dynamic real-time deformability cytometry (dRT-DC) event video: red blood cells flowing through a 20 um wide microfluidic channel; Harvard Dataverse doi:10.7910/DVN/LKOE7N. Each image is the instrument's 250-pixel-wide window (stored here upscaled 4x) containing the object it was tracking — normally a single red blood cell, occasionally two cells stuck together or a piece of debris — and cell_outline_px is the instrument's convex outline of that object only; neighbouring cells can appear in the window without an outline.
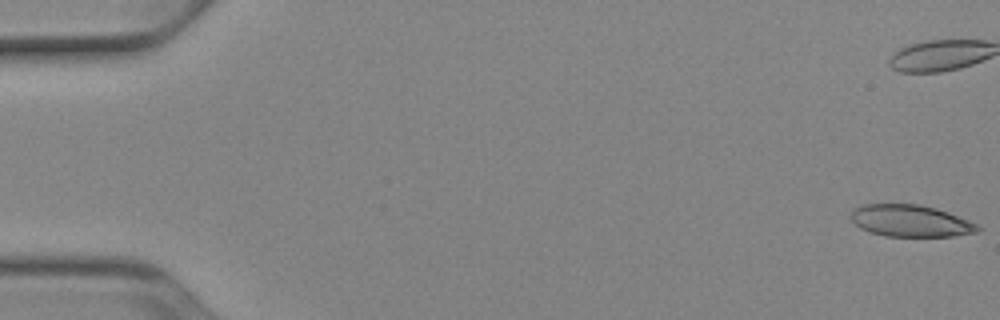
{"species": "Egyptian fruit bat (a non-hibernating species)", "species_latin": "Rousettus aegyptiacus", "temperature_condition": "cold", "stored_images_in_passage": 53, "camera_frame_rate_fps": 3000, "um_per_image_px": 0.085, "animal": {"sex": "female"}, "frame": {"image": 1, "passage_image": 1, "time_ms": 0.0, "image_size_px": [1000, 320], "cell_outline_px": [[980, 228], [976, 232], [952, 236], [884, 236], [868, 232], [860, 228], [848, 216], [860, 204], [920, 204], [936, 208], [948, 212], [968, 220], [976, 224]], "centroid_in_image_um": [77.35, 18.77], "position_along_channel_um": 7.7, "area_um2": 23.52}, "authors_computed_cell_mechanics": {"area_um2": 24.3916, "velocity_mm_per_s": 3.9056, "shape_relaxation_time_tau1_ms": null, "shape_relaxation_time_tau2_ms": 3.7544, "deformation_change_tau1": null, "deformation_change_tau2": 0.1242}}